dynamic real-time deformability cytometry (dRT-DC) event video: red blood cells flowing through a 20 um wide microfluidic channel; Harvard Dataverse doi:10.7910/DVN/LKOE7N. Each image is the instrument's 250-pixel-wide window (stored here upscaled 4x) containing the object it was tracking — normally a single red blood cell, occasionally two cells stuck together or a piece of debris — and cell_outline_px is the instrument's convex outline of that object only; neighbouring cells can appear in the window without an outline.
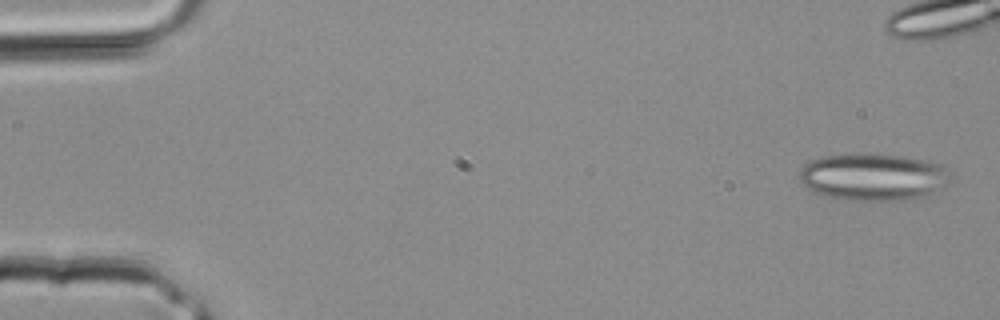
{"species": "common noctule bat (a hibernating species)", "species_latin": "Nyctalus noctula", "temperature_condition": "room temperature", "stored_images_in_passage": 5, "camera_frame_rate_fps": 3000, "um_per_image_px": 0.085, "animal": {"sex": "male", "body_mass_g": 20.4}, "frame": {"image": 1, "passage_image": 1, "time_ms": 0.0, "image_size_px": [1000, 320], "cell_outline_px": [[948, 184], [944, 188], [928, 196], [912, 200], [844, 200], [824, 196], [812, 192], [800, 180], [800, 168], [804, 164], [812, 160], [824, 156], [848, 152], [864, 152], [904, 156], [928, 160], [940, 164], [944, 168]], "centroid_in_image_um": [74.2, 15.03], "position_along_channel_um": 10.8, "area_um2": 42.31}}